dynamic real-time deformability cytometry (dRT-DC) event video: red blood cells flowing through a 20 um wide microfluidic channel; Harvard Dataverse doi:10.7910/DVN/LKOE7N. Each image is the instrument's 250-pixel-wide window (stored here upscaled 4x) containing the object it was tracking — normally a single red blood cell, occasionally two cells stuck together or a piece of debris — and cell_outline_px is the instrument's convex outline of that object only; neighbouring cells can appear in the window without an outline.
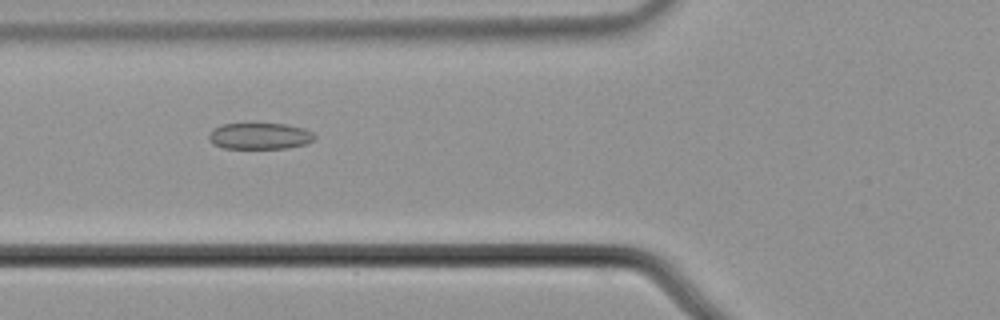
{"species": "common noctule bat (a hibernating species)", "species_latin": "Nyctalus noctula", "temperature_condition": "cold", "stored_images_in_passage": 38, "camera_frame_rate_fps": 3000, "um_per_image_px": 0.085, "animal": {"sex": "male", "body_mass_g": 21.5, "forearm_length_mm": 52.0}, "frame": {"image": 1, "passage_image": 4, "time_ms": 1.0, "image_size_px": [1000, 320], "cell_outline_px": [[316, 136], [308, 144], [288, 148], [224, 148], [212, 144], [208, 140], [208, 136], [212, 128], [220, 124], [284, 124], [304, 128], [312, 132]], "centroid_in_image_um": [22.05, 11.57], "position_along_channel_um": 103.7, "area_um2": 16.36}}
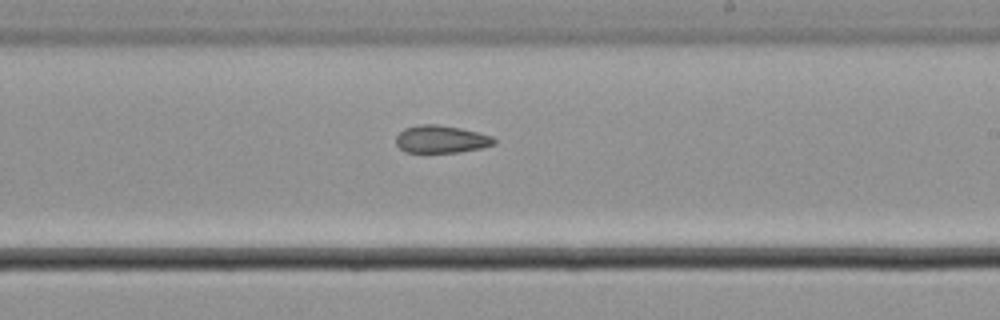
{"frame": {"image": 2, "passage_image": 16, "time_ms": 5.0, "image_size_px": [1000, 320], "cell_outline_px": [[496, 144], [484, 148], [460, 152], [404, 152], [396, 144], [396, 136], [404, 128], [420, 124], [436, 124], [460, 128], [492, 136], [496, 140]], "centroid_in_image_um": [37.51, 11.84], "position_along_channel_um": 251.5, "area_um2": 15.84}}
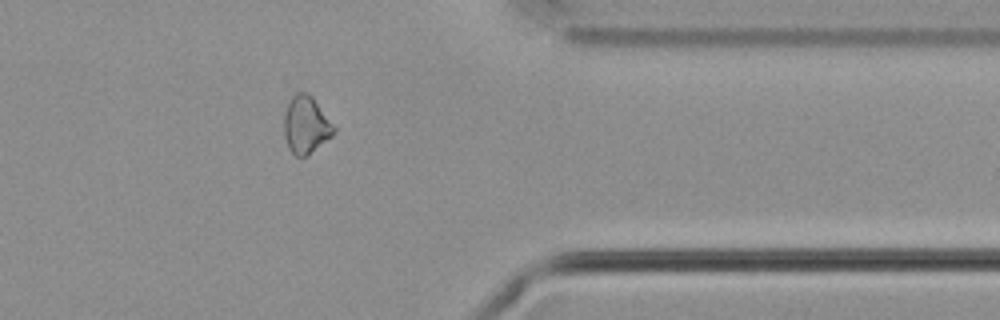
{"frame": {"image": 3, "passage_image": 28, "time_ms": 9.0, "image_size_px": [1000, 320], "cell_outline_px": [[336, 132], [332, 136], [304, 156], [296, 156], [288, 148], [284, 136], [284, 116], [288, 104], [292, 96], [296, 92], [308, 92], [312, 96], [336, 128]], "centroid_in_image_um": [26.0, 10.59], "position_along_channel_um": 385.4, "area_um2": 16.42}, "authors_computed_cell_mechanics": {"area_um2": 16.5308, "velocity_mm_per_s": 3.6939, "shape_relaxation_time_tau1_ms": null, "shape_relaxation_time_tau2_ms": 6.614, "deformation_change_tau1": null, "deformation_change_tau2": 0.1166}}